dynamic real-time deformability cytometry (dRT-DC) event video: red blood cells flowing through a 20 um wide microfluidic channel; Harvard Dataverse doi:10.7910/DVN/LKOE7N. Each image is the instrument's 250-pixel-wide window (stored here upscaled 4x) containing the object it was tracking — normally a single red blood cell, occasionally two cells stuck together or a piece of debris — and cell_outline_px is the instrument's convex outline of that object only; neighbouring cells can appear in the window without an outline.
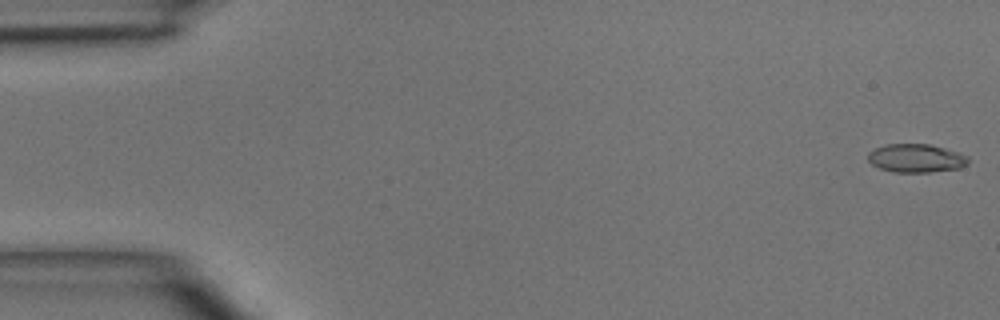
{"species": "common noctule bat (a hibernating species)", "species_latin": "Nyctalus noctula", "temperature_condition": "room temperature", "stored_images_in_passage": 4, "camera_frame_rate_fps": 3000, "um_per_image_px": 0.085, "animal": {"sex": "male", "body_mass_g": 15.6}, "frame": {"image": 1, "passage_image": 1, "time_ms": 0.0, "image_size_px": [1000, 320], "cell_outline_px": [[968, 164], [960, 168], [928, 172], [896, 172], [880, 168], [872, 164], [868, 160], [868, 152], [884, 144], [928, 144], [960, 152], [968, 156]], "centroid_in_image_um": [77.88, 13.44], "position_along_channel_um": 7.1, "area_um2": 16.59}}
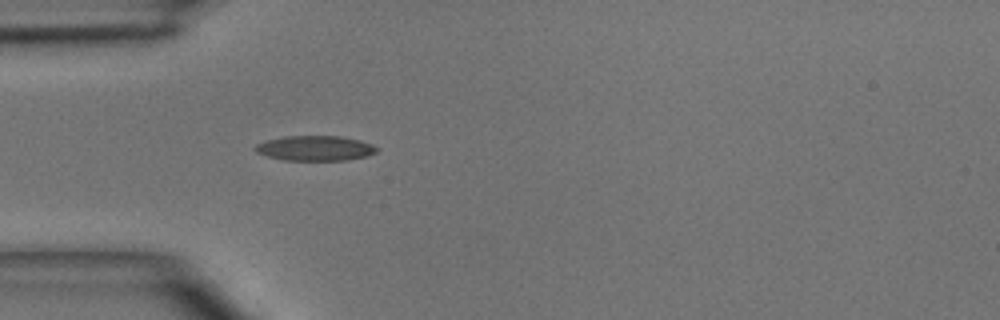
{"frame": {"image": 2, "passage_image": 4, "time_ms": 4.333, "image_size_px": [1000, 320], "cell_outline_px": [[376, 152], [368, 156], [344, 160], [284, 160], [268, 156], [256, 152], [252, 148], [256, 144], [268, 140], [284, 136], [340, 136], [360, 140], [372, 144], [376, 148]], "centroid_in_image_um": [26.77, 12.59], "position_along_channel_um": 58.2, "area_um2": 17.63}}